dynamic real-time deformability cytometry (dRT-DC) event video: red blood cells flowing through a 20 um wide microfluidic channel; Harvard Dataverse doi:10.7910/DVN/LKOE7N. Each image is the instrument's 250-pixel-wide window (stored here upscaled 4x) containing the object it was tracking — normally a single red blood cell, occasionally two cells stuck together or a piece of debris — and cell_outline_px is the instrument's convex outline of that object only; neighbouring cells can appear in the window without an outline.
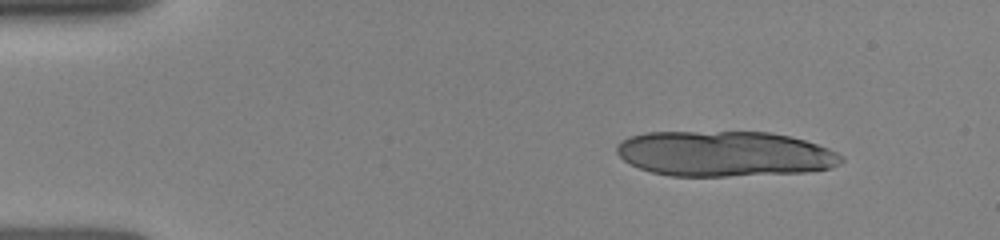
{"species": "human", "species_latin": "Homo sapiens", "temperature_condition": "room temperature", "stored_images_in_passage": 10, "camera_frame_rate_fps": 3000, "um_per_image_px": 0.085, "donor": {"sex": "female"}, "frame": {"image": 1, "passage_image": 1, "time_ms": 0.0, "image_size_px": [1000, 240], "cell_outline_px": [[844, 160], [840, 164], [832, 168], [804, 172], [728, 176], [668, 176], [652, 172], [640, 168], [624, 160], [616, 152], [616, 144], [620, 140], [628, 136], [644, 132], [772, 132], [792, 136], [828, 148], [844, 156]], "centroid_in_image_um": [61.58, 13.06], "position_along_channel_um": 23.4, "area_um2": 59.82}}